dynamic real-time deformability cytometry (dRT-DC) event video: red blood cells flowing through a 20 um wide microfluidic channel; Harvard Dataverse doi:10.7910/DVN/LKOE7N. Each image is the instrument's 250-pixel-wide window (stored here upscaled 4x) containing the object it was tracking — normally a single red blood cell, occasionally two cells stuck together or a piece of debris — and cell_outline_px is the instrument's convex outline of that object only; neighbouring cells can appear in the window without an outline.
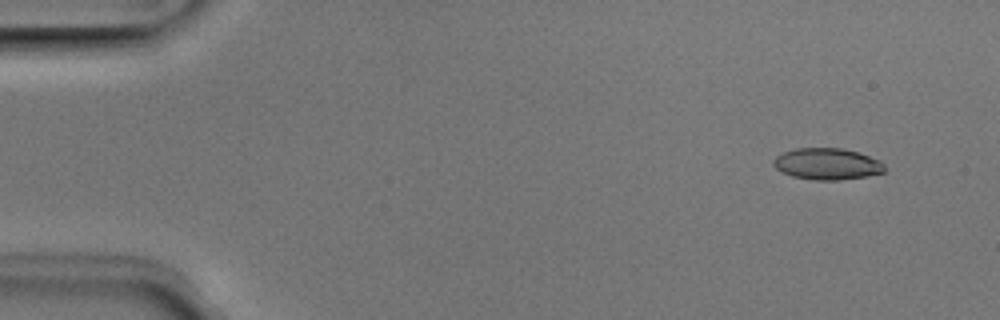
{"species": "Egyptian fruit bat (a non-hibernating species)", "species_latin": "Rousettus aegyptiacus", "temperature_condition": "room temperature", "stored_images_in_passage": 51, "camera_frame_rate_fps": 3000, "um_per_image_px": 0.085, "animal": {"sex": "male"}, "frame": {"image": 1, "passage_image": 4, "time_ms": 1.0, "image_size_px": [1000, 320], "cell_outline_px": [[884, 172], [868, 176], [840, 180], [816, 180], [792, 176], [780, 172], [772, 164], [772, 160], [776, 156], [784, 152], [796, 148], [840, 148], [856, 152], [880, 160], [884, 164]], "centroid_in_image_um": [70.28, 13.94], "position_along_channel_um": 14.7, "area_um2": 20.4}}
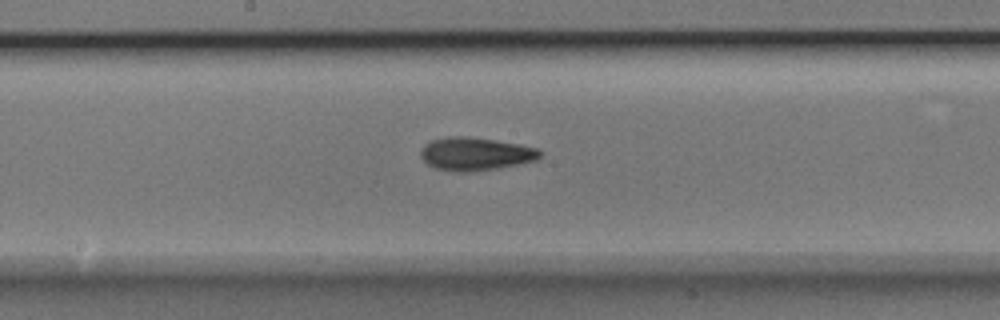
{"frame": {"image": 2, "passage_image": 27, "time_ms": 8.667, "image_size_px": [1000, 320], "cell_outline_px": [[540, 156], [536, 160], [496, 168], [472, 172], [456, 172], [432, 168], [420, 156], [420, 152], [424, 144], [432, 140], [444, 136], [468, 136], [496, 140], [520, 144], [536, 148], [540, 152]], "centroid_in_image_um": [40.35, 13.07], "position_along_channel_um": 207.9, "area_um2": 23.06}}
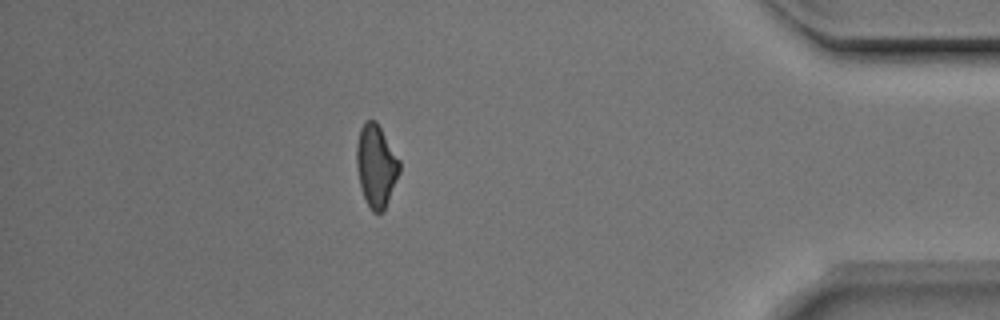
{"frame": {"image": 3, "passage_image": 45, "time_ms": 14.667, "image_size_px": [1000, 320], "cell_outline_px": [[400, 172], [384, 212], [372, 212], [364, 196], [360, 184], [356, 164], [356, 144], [360, 128], [364, 120], [376, 120], [400, 160]], "centroid_in_image_um": [31.97, 14.07], "position_along_channel_um": 403.2, "area_um2": 20.69}, "authors_computed_cell_mechanics": {"area_um2": 21.2126, "velocity_mm_per_s": 3.9654, "shape_relaxation_time_tau1_ms": 3.9696, "shape_relaxation_time_tau2_ms": 3.103, "deformation_change_tau1": 0.1352, "deformation_change_tau2": 0.1054}}